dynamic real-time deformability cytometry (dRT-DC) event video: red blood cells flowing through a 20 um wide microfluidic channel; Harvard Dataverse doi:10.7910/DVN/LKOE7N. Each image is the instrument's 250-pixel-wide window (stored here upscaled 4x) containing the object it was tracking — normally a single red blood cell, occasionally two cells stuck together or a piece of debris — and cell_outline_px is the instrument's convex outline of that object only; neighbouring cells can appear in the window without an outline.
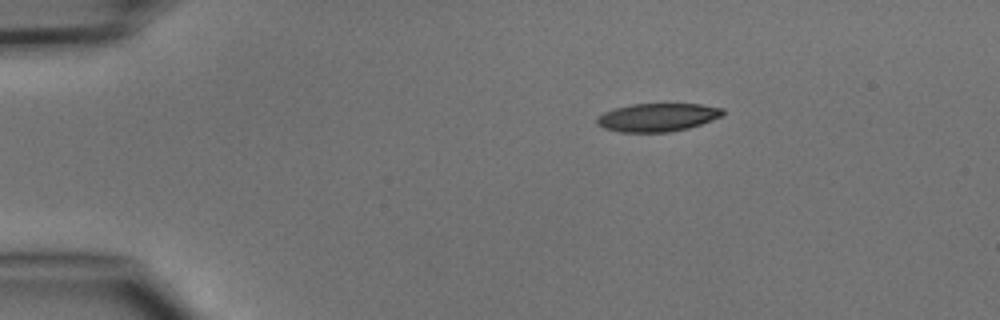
{"species": "common noctule bat (a hibernating species)", "species_latin": "Nyctalus noctula", "temperature_condition": "cold", "stored_images_in_passage": 3, "camera_frame_rate_fps": 3000, "um_per_image_px": 0.085, "animal": {"sex": "male", "body_mass_g": 15.6}, "frame": {"image": 1, "passage_image": 1, "time_ms": 0.0, "image_size_px": [1000, 320], "cell_outline_px": [[724, 112], [720, 116], [712, 120], [688, 128], [668, 132], [620, 132], [604, 128], [596, 124], [596, 120], [604, 112], [612, 108], [632, 104], [700, 104], [724, 108]], "centroid_in_image_um": [55.87, 9.97], "position_along_channel_um": 29.1, "area_um2": 20.63}}
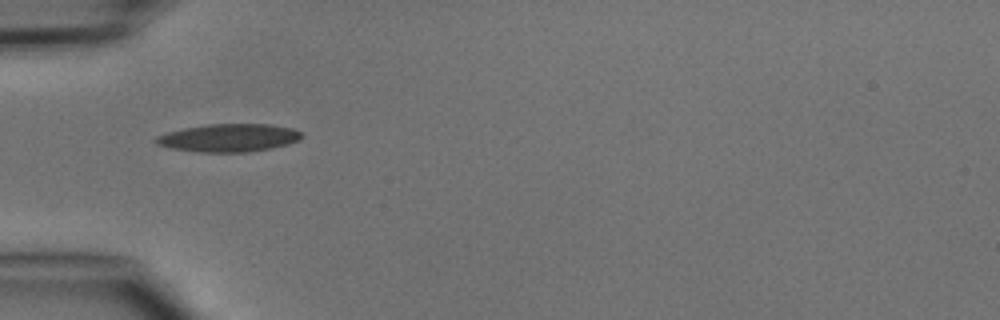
{"frame": {"image": 2, "passage_image": 3, "time_ms": 2.333, "image_size_px": [1000, 320], "cell_outline_px": [[304, 136], [300, 140], [288, 144], [272, 148], [248, 152], [200, 152], [172, 148], [156, 144], [152, 140], [156, 136], [168, 132], [184, 128], [208, 124], [268, 124], [292, 128], [300, 132]], "centroid_in_image_um": [19.45, 11.71], "position_along_channel_um": 65.5, "area_um2": 23.76}}